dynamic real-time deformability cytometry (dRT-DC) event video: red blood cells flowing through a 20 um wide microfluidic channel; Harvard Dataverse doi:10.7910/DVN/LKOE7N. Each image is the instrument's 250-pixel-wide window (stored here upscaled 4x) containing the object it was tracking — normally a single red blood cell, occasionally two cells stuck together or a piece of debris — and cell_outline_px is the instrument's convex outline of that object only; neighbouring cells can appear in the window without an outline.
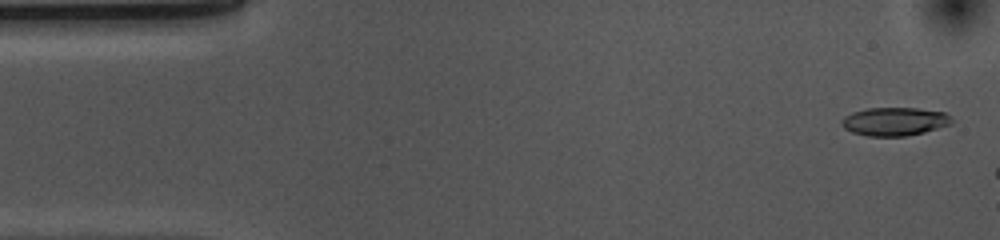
{"species": "common noctule bat (a hibernating species)", "species_latin": "Nyctalus noctula", "temperature_condition": "cold", "stored_images_in_passage": 7, "camera_frame_rate_fps": 3000, "um_per_image_px": 0.085, "animal": {"sex": "female", "body_mass_g": 10.0, "forearm_length_mm": 53.1}, "frame": {"image": 1, "passage_image": 2, "time_ms": 0.333, "image_size_px": [1000, 240], "cell_outline_px": [[952, 124], [924, 132], [904, 136], [868, 136], [852, 132], [844, 128], [840, 124], [840, 120], [844, 116], [852, 112], [868, 108], [916, 108], [948, 112], [952, 116]], "centroid_in_image_um": [76.05, 10.32], "position_along_channel_um": 8.9, "area_um2": 18.38}}